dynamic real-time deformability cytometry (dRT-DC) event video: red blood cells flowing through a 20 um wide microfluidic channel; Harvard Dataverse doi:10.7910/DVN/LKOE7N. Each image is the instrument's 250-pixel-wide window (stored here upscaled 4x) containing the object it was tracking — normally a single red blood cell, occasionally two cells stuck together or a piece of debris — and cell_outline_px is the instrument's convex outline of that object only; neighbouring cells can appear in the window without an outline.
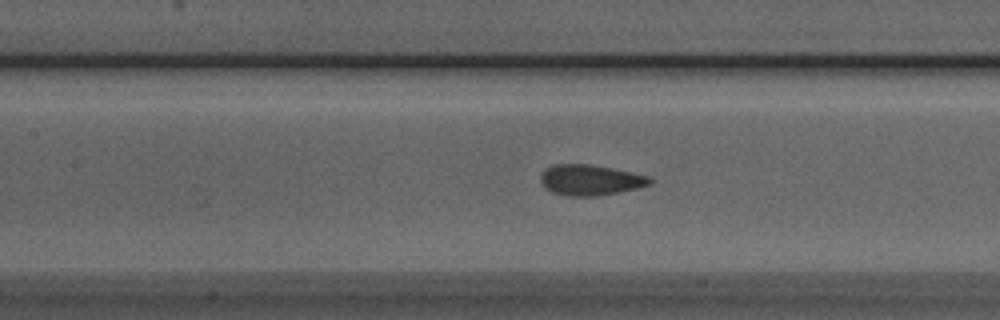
{"species": "Egyptian fruit bat (a non-hibernating species)", "species_latin": "Rousettus aegyptiacus", "temperature_condition": "room temperature", "stored_images_in_passage": 36, "camera_frame_rate_fps": 3000, "um_per_image_px": 0.085, "animal": {"sex": "male"}, "frame": {"image": 1, "passage_image": 12, "time_ms": 3.667, "image_size_px": [1000, 320], "cell_outline_px": [[652, 184], [636, 188], [596, 196], [568, 196], [552, 192], [544, 188], [540, 180], [540, 176], [552, 164], [592, 164], [632, 172], [648, 176], [652, 180]], "centroid_in_image_um": [50.16, 15.29], "position_along_channel_um": 157.2, "area_um2": 19.42}}
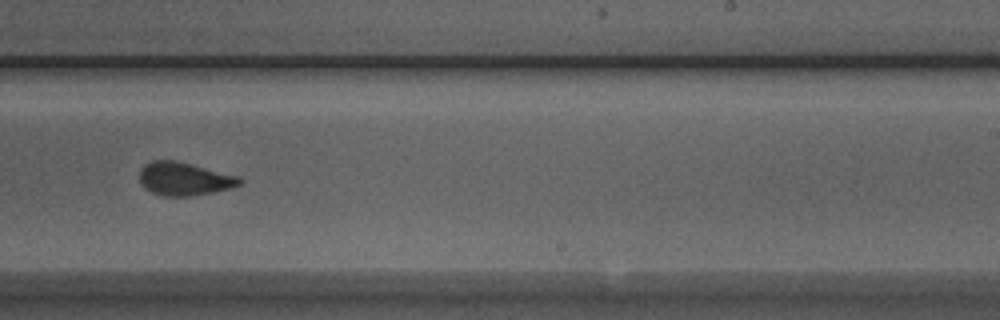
{"frame": {"image": 2, "passage_image": 21, "time_ms": 6.667, "image_size_px": [1000, 320], "cell_outline_px": [[244, 180], [240, 184], [228, 188], [212, 192], [188, 196], [164, 196], [152, 192], [144, 188], [140, 180], [140, 168], [144, 164], [152, 160], [176, 160], [240, 176]], "centroid_in_image_um": [15.65, 15.18], "position_along_channel_um": 273.4, "area_um2": 19.36}}
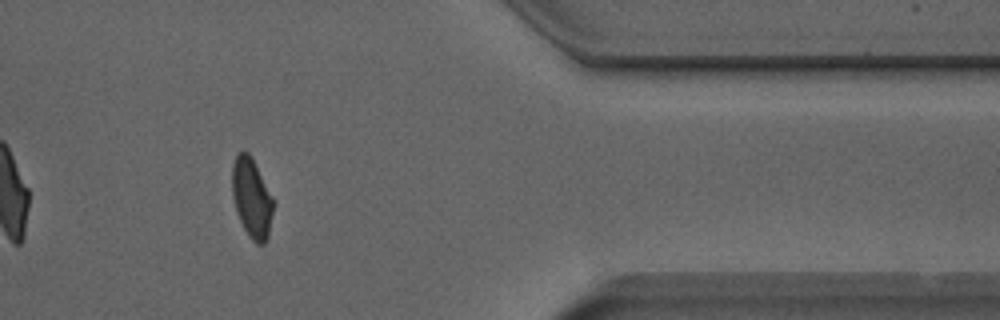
{"frame": {"image": 3, "passage_image": 32, "time_ms": 10.333, "image_size_px": [1000, 320], "cell_outline_px": [[276, 200], [268, 236], [264, 244], [256, 244], [248, 236], [236, 212], [232, 196], [232, 164], [236, 156], [240, 152], [248, 152], [252, 156]], "centroid_in_image_um": [21.43, 16.82], "position_along_channel_um": 390.0, "area_um2": 19.65}, "authors_computed_cell_mechanics": {"area_um2": 19.652, "velocity_mm_per_s": 3.8857, "shape_relaxation_time_tau1_ms": 4.1403, "shape_relaxation_time_tau2_ms": 1.0725, "deformation_change_tau1": 0.1182, "deformation_change_tau2": 0.0609}}